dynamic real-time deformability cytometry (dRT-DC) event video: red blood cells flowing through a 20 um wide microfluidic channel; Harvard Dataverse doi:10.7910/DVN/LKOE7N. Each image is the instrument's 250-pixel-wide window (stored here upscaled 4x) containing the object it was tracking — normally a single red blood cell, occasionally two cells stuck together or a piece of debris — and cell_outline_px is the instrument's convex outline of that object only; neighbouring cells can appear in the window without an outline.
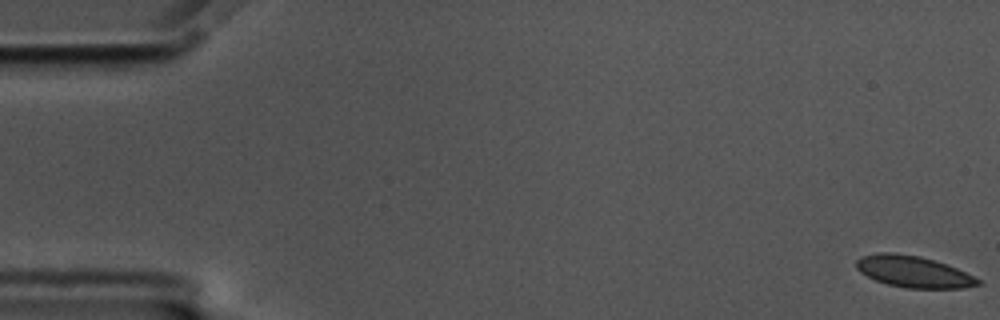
{"species": "common noctule bat (a hibernating species)", "species_latin": "Nyctalus noctula", "temperature_condition": "cold", "stored_images_in_passage": 58, "camera_frame_rate_fps": 3000, "um_per_image_px": 0.085, "animal": {"sex": "male", "body_mass_g": 17.5, "forearm_length_mm": 52.3}, "frame": {"image": 1, "passage_image": 1, "time_ms": 0.0, "image_size_px": [1000, 320], "cell_outline_px": [[984, 284], [960, 288], [908, 288], [888, 284], [876, 280], [860, 272], [856, 268], [856, 260], [860, 256], [876, 252], [892, 252], [920, 256], [956, 268], [980, 280]], "centroid_in_image_um": [77.6, 23.08], "position_along_channel_um": 7.4, "area_um2": 22.14}}
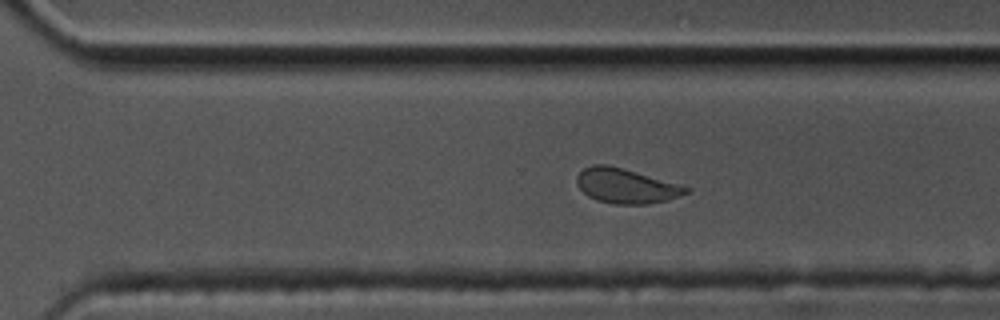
{"frame": {"image": 2, "passage_image": 40, "time_ms": 13.0, "image_size_px": [1000, 320], "cell_outline_px": [[692, 188], [688, 192], [668, 200], [648, 204], [612, 204], [596, 200], [588, 196], [576, 184], [576, 176], [584, 168], [592, 164], [608, 164]], "centroid_in_image_um": [53.18, 15.8], "position_along_channel_um": 317.4, "area_um2": 22.02}}
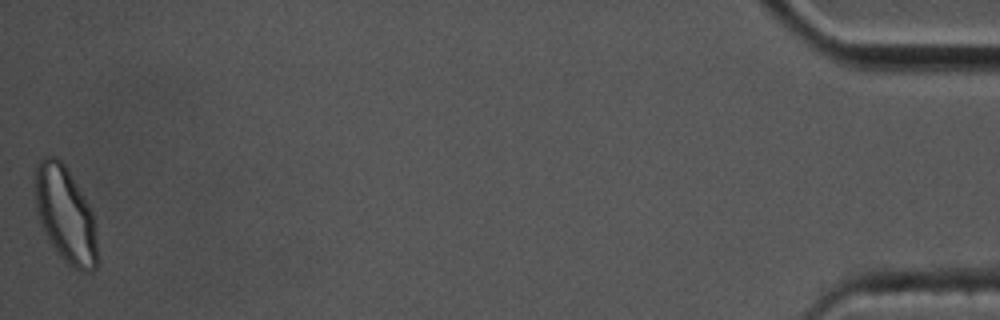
{"frame": {"image": 3, "passage_image": 58, "time_ms": 19.0, "image_size_px": [1000, 320], "cell_outline_px": [[96, 268], [92, 272], [80, 272], [72, 268], [64, 260], [52, 244], [40, 224], [36, 212], [32, 192], [32, 184], [36, 164], [40, 156], [56, 156], [68, 168], [88, 204], [92, 212], [96, 232]], "centroid_in_image_um": [5.49, 18.18], "position_along_channel_um": 429.7, "area_um2": 35.49}, "authors_computed_cell_mechanics": {"area_um2": 22.9466, "velocity_mm_per_s": 3.4762, "shape_relaxation_time_tau1_ms": null, "shape_relaxation_time_tau2_ms": 0.8827, "deformation_change_tau1": null, "deformation_change_tau2": 0.0537}}